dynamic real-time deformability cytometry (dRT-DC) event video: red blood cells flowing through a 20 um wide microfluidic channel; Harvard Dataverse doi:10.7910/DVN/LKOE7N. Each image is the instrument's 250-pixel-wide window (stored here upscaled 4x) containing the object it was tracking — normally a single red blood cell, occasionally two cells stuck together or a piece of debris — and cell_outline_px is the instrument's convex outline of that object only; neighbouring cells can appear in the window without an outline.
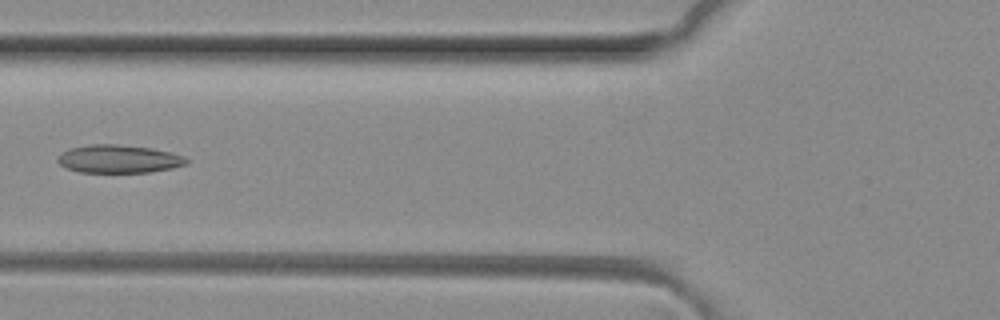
{"species": "common noctule bat (a hibernating species)", "species_latin": "Nyctalus noctula", "temperature_condition": "room temperature", "stored_images_in_passage": 5, "camera_frame_rate_fps": 3000, "um_per_image_px": 0.085, "animal": {"sex": "female", "body_mass_g": 29.2, "forearm_length_mm": 56.3}, "frame": {"image": 1, "passage_image": 4, "time_ms": 1.0, "image_size_px": [1000, 320], "cell_outline_px": [[188, 164], [172, 168], [148, 172], [80, 172], [68, 168], [60, 164], [56, 160], [64, 152], [72, 148], [88, 144], [116, 144], [152, 148], [172, 152], [184, 156], [188, 160]], "centroid_in_image_um": [10.15, 13.5], "position_along_channel_um": 115.7, "area_um2": 20.92}}
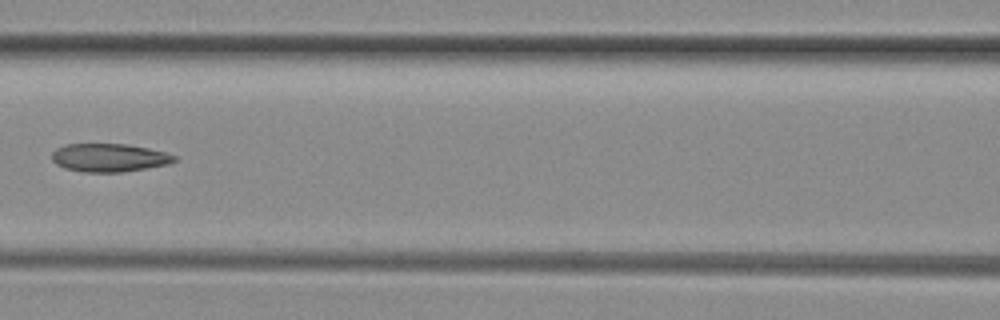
{"frame": {"image": 2, "passage_image": 5, "time_ms": 1.333, "image_size_px": [1000, 320], "cell_outline_px": [[176, 160], [168, 164], [124, 172], [84, 172], [64, 168], [56, 164], [52, 160], [52, 152], [56, 148], [64, 144], [128, 144], [148, 148], [164, 152], [176, 156]], "centroid_in_image_um": [9.25, 13.4], "position_along_channel_um": 157.4, "area_um2": 20.17}}